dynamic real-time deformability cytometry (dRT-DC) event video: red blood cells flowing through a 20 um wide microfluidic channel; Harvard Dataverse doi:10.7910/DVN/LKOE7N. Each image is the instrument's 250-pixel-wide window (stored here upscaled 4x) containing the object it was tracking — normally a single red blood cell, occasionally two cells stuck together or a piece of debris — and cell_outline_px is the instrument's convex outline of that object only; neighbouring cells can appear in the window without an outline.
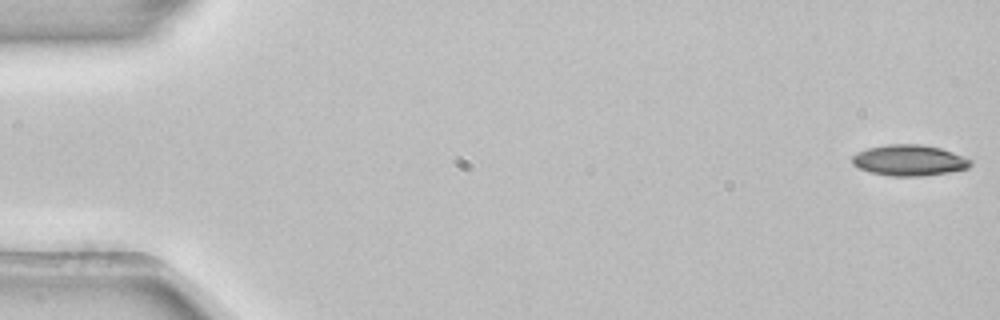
{"species": "common noctule bat (a hibernating species)", "species_latin": "Nyctalus noctula", "temperature_condition": "room temperature", "stored_images_in_passage": 5, "camera_frame_rate_fps": 3000, "um_per_image_px": 0.085, "animal": {"sex": "female", "body_mass_g": 22.7, "forearm_length_mm": 54.2}, "frame": {"image": 1, "passage_image": 1, "time_ms": 0.0, "image_size_px": [1000, 320], "cell_outline_px": [[972, 164], [968, 168], [948, 172], [920, 176], [892, 176], [868, 172], [852, 164], [852, 156], [856, 152], [868, 148], [888, 144], [920, 144], [940, 148], [952, 152], [972, 160]], "centroid_in_image_um": [77.26, 13.62], "position_along_channel_um": 7.7, "area_um2": 21.27}}
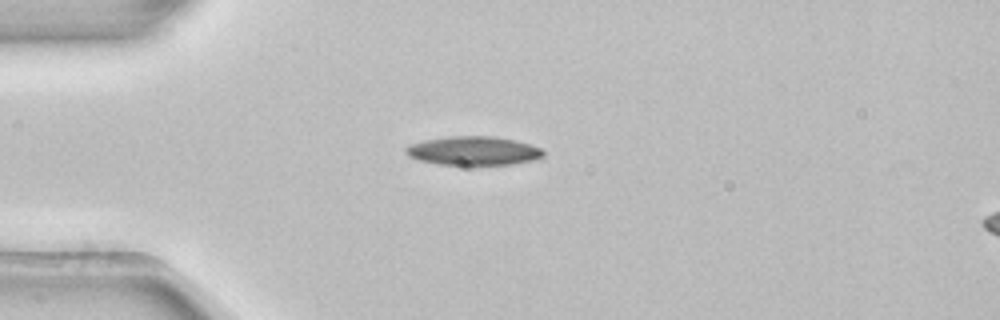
{"frame": {"image": 2, "passage_image": 4, "time_ms": 1.0, "image_size_px": [1000, 320], "cell_outline_px": [[544, 156], [532, 160], [512, 164], [440, 164], [420, 160], [408, 156], [404, 152], [404, 148], [408, 144], [424, 140], [448, 136], [496, 136], [516, 140], [540, 148], [544, 152]], "centroid_in_image_um": [40.2, 12.8], "position_along_channel_um": 44.8, "area_um2": 23.0}}
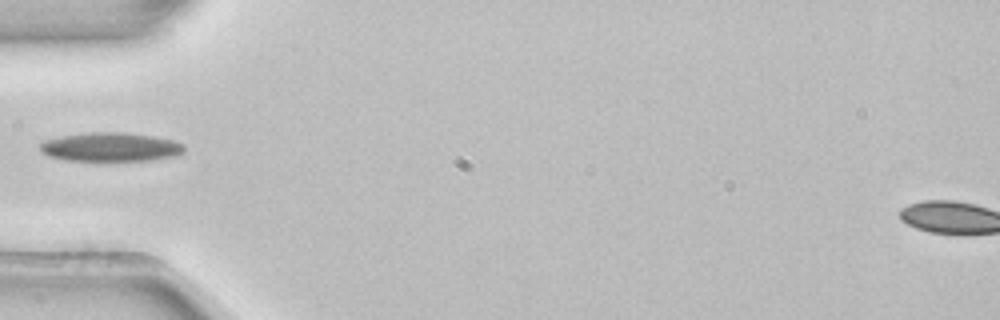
{"frame": {"image": 3, "passage_image": 5, "time_ms": 1.333, "image_size_px": [1000, 320], "cell_outline_px": [[184, 152], [176, 156], [152, 160], [68, 160], [48, 156], [40, 148], [40, 144], [44, 140], [64, 136], [92, 132], [124, 132], [152, 136], [172, 140], [184, 144]], "centroid_in_image_um": [9.44, 12.49], "position_along_channel_um": 75.6, "area_um2": 23.99}}